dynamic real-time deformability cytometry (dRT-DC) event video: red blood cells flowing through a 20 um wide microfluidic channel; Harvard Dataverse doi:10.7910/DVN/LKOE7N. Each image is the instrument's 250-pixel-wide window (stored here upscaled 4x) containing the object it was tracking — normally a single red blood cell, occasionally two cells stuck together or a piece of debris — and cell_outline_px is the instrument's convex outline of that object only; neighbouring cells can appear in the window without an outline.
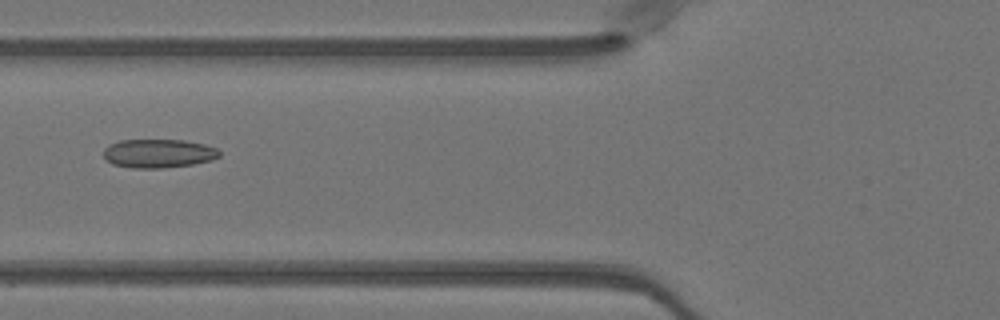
{"species": "Egyptian fruit bat (a non-hibernating species)", "species_latin": "Rousettus aegyptiacus", "temperature_condition": "warm", "stored_images_in_passage": 36, "camera_frame_rate_fps": 3000, "um_per_image_px": 0.085, "animal": {"sex": "female"}, "frame": {"image": 1, "passage_image": 6, "time_ms": 1.667, "image_size_px": [1000, 320], "cell_outline_px": [[220, 156], [212, 160], [192, 164], [160, 168], [132, 168], [112, 164], [104, 160], [104, 148], [108, 144], [120, 140], [184, 140], [204, 144], [216, 148], [220, 152]], "centroid_in_image_um": [13.43, 13.04], "position_along_channel_um": 112.4, "area_um2": 19.48}}
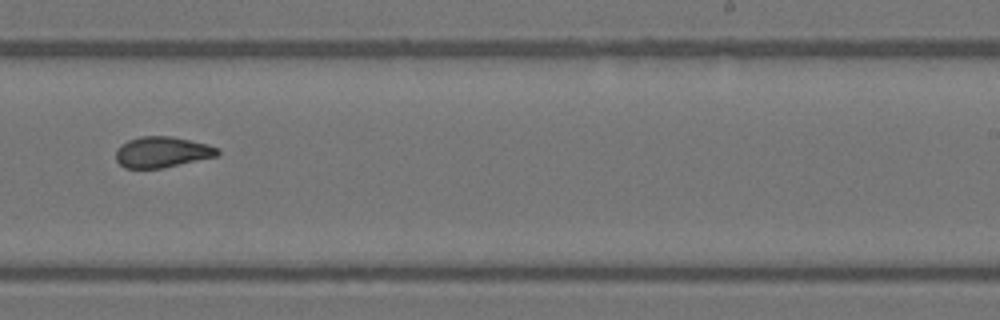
{"frame": {"image": 2, "passage_image": 18, "time_ms": 5.667, "image_size_px": [1000, 320], "cell_outline_px": [[220, 152], [216, 156], [164, 168], [124, 168], [116, 160], [116, 148], [120, 144], [128, 140], [140, 136], [172, 136], [208, 144], [216, 148]], "centroid_in_image_um": [13.74, 12.92], "position_along_channel_um": 275.3, "area_um2": 18.32}}
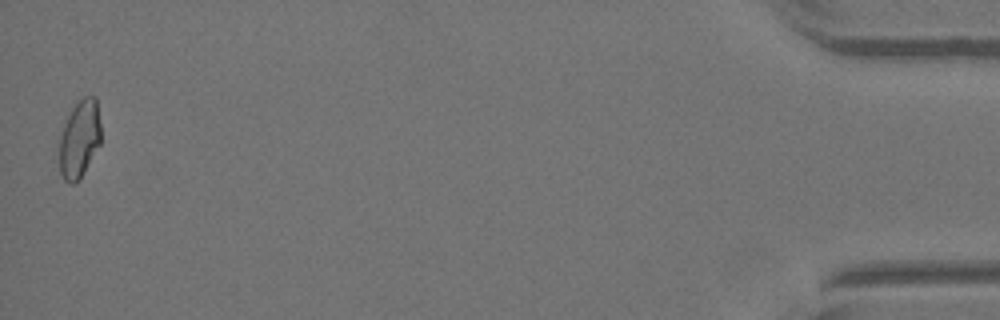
{"frame": {"image": 3, "passage_image": 36, "time_ms": 11.667, "image_size_px": [1000, 320], "cell_outline_px": [[100, 144], [80, 176], [72, 184], [68, 184], [64, 180], [60, 172], [60, 136], [68, 112], [84, 96], [96, 96], [100, 124]], "centroid_in_image_um": [6.75, 11.77], "position_along_channel_um": 428.5, "area_um2": 18.5}, "authors_computed_cell_mechanics": {"area_um2": 18.6405, "velocity_mm_per_s": 4.0793, "shape_relaxation_time_tau1_ms": 8.0658, "shape_relaxation_time_tau2_ms": 1.6226, "deformation_change_tau1": 0.1615, "deformation_change_tau2": 0.0637}}